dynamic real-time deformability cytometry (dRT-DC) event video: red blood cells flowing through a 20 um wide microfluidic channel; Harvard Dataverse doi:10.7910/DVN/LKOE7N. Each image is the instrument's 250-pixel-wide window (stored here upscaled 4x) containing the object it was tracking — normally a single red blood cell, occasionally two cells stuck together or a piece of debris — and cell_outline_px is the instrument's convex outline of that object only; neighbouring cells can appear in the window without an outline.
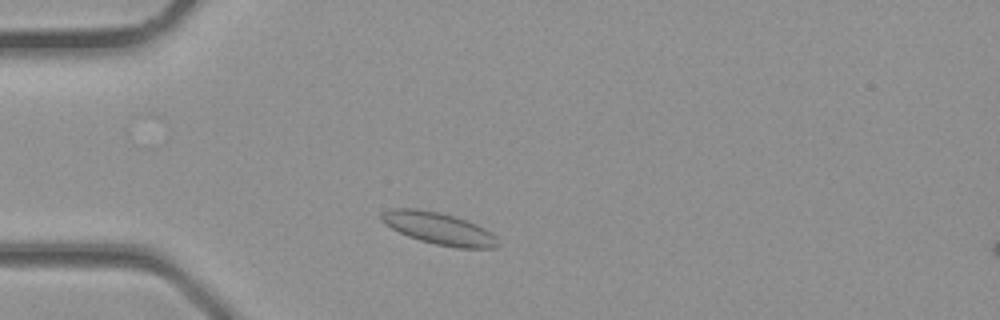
{"species": "common noctule bat (a hibernating species)", "species_latin": "Nyctalus noctula", "temperature_condition": "room temperature", "stored_images_in_passage": 2, "camera_frame_rate_fps": 3000, "um_per_image_px": 0.085, "animal": {"sex": "male", "body_mass_g": 23.1, "forearm_length_mm": 52.7}, "frame": {"image": 1, "passage_image": 1, "time_ms": 0.0, "image_size_px": [1000, 320], "cell_outline_px": [[500, 244], [496, 248], [456, 248], [436, 244], [420, 240], [408, 236], [384, 224], [380, 220], [380, 212], [388, 208], [416, 208], [440, 212], [468, 220], [492, 232], [496, 236]], "centroid_in_image_um": [37.29, 19.4], "position_along_channel_um": 47.7, "area_um2": 22.02}}